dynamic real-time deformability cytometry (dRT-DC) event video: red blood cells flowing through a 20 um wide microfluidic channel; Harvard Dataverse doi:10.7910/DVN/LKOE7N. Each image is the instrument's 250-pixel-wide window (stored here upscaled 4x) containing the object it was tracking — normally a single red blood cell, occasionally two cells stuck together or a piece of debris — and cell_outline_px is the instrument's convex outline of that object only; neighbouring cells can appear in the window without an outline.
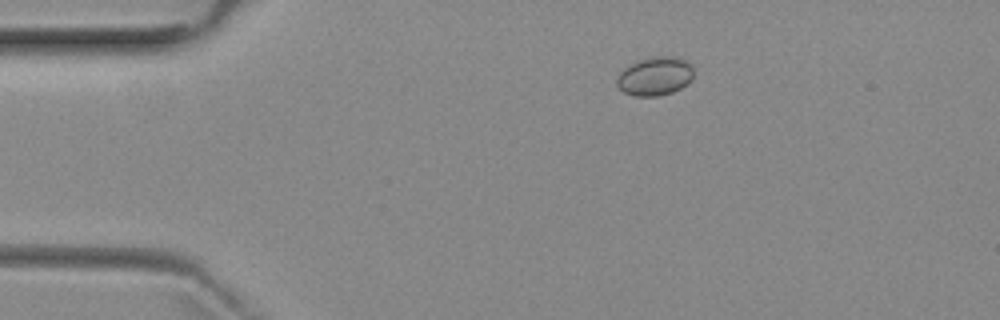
{"species": "common noctule bat (a hibernating species)", "species_latin": "Nyctalus noctula", "temperature_condition": "room temperature", "stored_images_in_passage": 8, "camera_frame_rate_fps": 3000, "um_per_image_px": 0.085, "animal": {"sex": "female", "body_mass_g": 29.2, "forearm_length_mm": 56.3}, "frame": {"image": 1, "passage_image": 3, "time_ms": 3.0, "image_size_px": [1000, 320], "cell_outline_px": [[692, 80], [680, 88], [672, 92], [656, 96], [636, 96], [624, 92], [616, 84], [616, 80], [620, 72], [624, 68], [640, 60], [652, 56], [672, 56], [684, 60], [692, 64]], "centroid_in_image_um": [55.67, 6.47], "position_along_channel_um": 29.3, "area_um2": 17.11}}
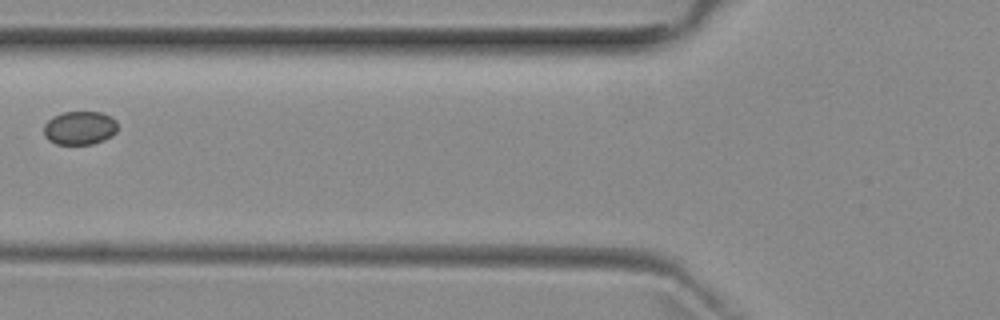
{"frame": {"image": 2, "passage_image": 6, "time_ms": 6.667, "image_size_px": [1000, 320], "cell_outline_px": [[116, 132], [112, 136], [104, 140], [92, 144], [56, 144], [48, 140], [44, 136], [44, 124], [52, 116], [64, 112], [100, 112], [112, 116], [116, 120]], "centroid_in_image_um": [6.77, 10.87], "position_along_channel_um": 119.0, "area_um2": 14.57}}
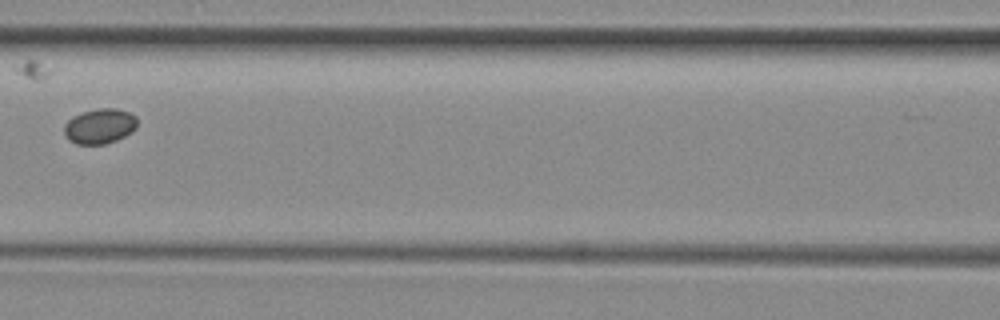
{"frame": {"image": 3, "passage_image": 7, "time_ms": 7.667, "image_size_px": [1000, 320], "cell_outline_px": [[136, 128], [132, 132], [116, 140], [104, 144], [76, 144], [68, 140], [64, 132], [64, 124], [72, 116], [96, 108], [116, 108], [128, 112], [136, 116]], "centroid_in_image_um": [8.46, 10.72], "position_along_channel_um": 158.1, "area_um2": 14.97}}